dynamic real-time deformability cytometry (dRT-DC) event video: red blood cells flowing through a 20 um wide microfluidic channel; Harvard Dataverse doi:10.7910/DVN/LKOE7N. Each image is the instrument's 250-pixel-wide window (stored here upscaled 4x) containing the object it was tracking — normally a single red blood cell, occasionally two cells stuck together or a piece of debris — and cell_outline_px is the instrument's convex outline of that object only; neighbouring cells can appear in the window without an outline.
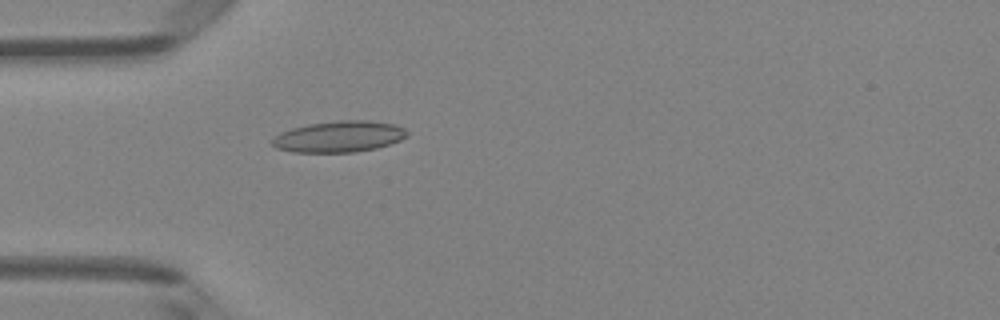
{"species": "Egyptian fruit bat (a non-hibernating species)", "species_latin": "Rousettus aegyptiacus", "temperature_condition": "room temperature", "stored_images_in_passage": 2, "camera_frame_rate_fps": 3000, "um_per_image_px": 0.085, "animal": {"sex": "female"}, "frame": {"image": 1, "passage_image": 2, "time_ms": 1.0, "image_size_px": [1000, 320], "cell_outline_px": [[408, 136], [400, 140], [376, 148], [352, 152], [292, 152], [276, 148], [272, 144], [272, 140], [280, 132], [292, 128], [308, 124], [340, 120], [368, 120], [392, 124], [404, 128], [408, 132]], "centroid_in_image_um": [28.81, 11.61], "position_along_channel_um": 56.2, "area_um2": 24.39}}